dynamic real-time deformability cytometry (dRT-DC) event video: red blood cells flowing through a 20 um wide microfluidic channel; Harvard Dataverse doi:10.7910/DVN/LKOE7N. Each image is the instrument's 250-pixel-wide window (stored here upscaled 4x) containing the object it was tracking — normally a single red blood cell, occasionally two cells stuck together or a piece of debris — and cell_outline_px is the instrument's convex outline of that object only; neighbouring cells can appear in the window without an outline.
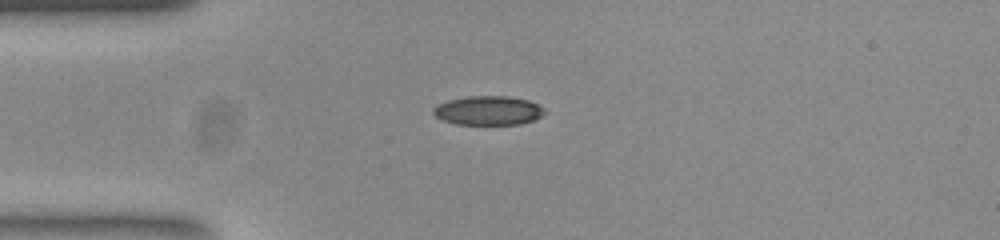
{"species": "common noctule bat (a hibernating species)", "species_latin": "Nyctalus noctula", "temperature_condition": "room temperature", "stored_images_in_passage": 28, "camera_frame_rate_fps": 3000, "um_per_image_px": 0.085, "animal": {"sex": "female", "body_mass_g": 23.0, "forearm_length_mm": 53.4}, "frame": {"image": 1, "passage_image": 1, "time_ms": 0.0, "image_size_px": [1000, 240], "cell_outline_px": [[544, 112], [540, 116], [532, 120], [520, 124], [456, 124], [444, 120], [436, 116], [432, 112], [432, 108], [436, 104], [448, 100], [468, 96], [508, 96], [528, 100], [540, 104], [544, 108]], "centroid_in_image_um": [41.48, 9.38], "position_along_channel_um": 43.5, "area_um2": 18.84}}
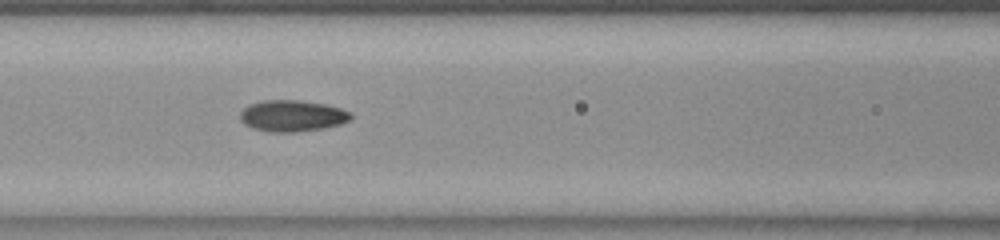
{"frame": {"image": 2, "passage_image": 10, "time_ms": 3.0, "image_size_px": [1000, 240], "cell_outline_px": [[352, 120], [340, 124], [324, 128], [296, 132], [268, 132], [244, 124], [240, 120], [240, 112], [248, 104], [260, 100], [300, 100], [324, 104], [340, 108], [352, 112]], "centroid_in_image_um": [24.85, 9.84], "position_along_channel_um": 141.8, "area_um2": 20.4}}
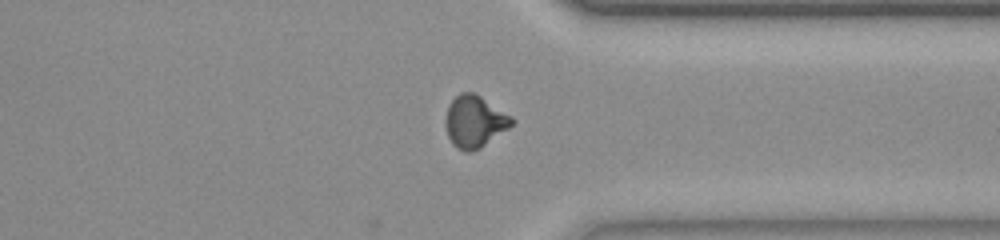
{"frame": {"image": 3, "passage_image": 28, "time_ms": 9.0, "image_size_px": [1000, 240], "cell_outline_px": [[516, 120], [508, 128], [480, 148], [472, 152], [468, 152], [456, 148], [452, 144], [448, 136], [444, 124], [444, 120], [448, 104], [460, 92], [472, 92], [480, 96], [512, 116]], "centroid_in_image_um": [40.31, 10.33], "position_along_channel_um": 371.1, "area_um2": 20.11}, "authors_computed_cell_mechanics": {"area_um2": 19.5653, "velocity_mm_per_s": 3.8691, "shape_relaxation_time_tau1_ms": null, "shape_relaxation_time_tau2_ms": 1.9069, "deformation_change_tau1": null, "deformation_change_tau2": 0.0706}}